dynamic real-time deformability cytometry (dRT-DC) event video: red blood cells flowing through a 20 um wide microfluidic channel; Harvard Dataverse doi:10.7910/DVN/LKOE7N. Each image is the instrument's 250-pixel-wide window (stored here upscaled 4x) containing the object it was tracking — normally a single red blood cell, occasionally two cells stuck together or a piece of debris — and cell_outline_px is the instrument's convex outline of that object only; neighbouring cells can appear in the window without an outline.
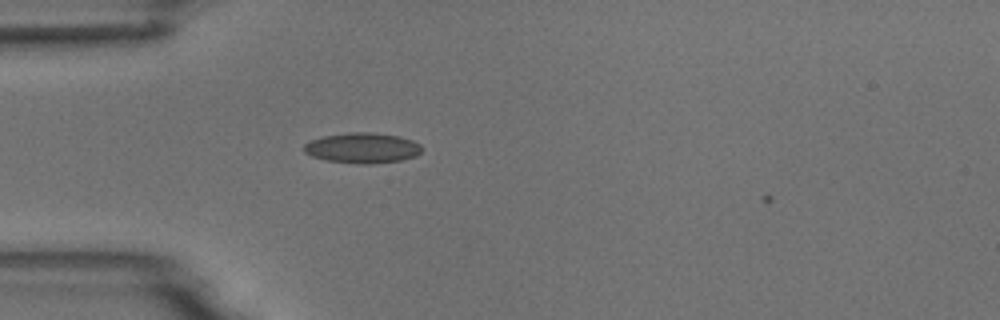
{"species": "common noctule bat (a hibernating species)", "species_latin": "Nyctalus noctula", "temperature_condition": "room temperature", "stored_images_in_passage": 2, "camera_frame_rate_fps": 3000, "um_per_image_px": 0.085, "animal": {"sex": "male", "body_mass_g": 18.8}, "frame": {"image": 1, "passage_image": 2, "time_ms": 1.0, "image_size_px": [1000, 320], "cell_outline_px": [[424, 148], [416, 156], [400, 160], [372, 164], [360, 164], [328, 160], [312, 156], [304, 152], [304, 144], [312, 140], [324, 136], [348, 132], [372, 132], [400, 136], [412, 140], [420, 144]], "centroid_in_image_um": [30.84, 12.57], "position_along_channel_um": 54.2, "area_um2": 20.87}}